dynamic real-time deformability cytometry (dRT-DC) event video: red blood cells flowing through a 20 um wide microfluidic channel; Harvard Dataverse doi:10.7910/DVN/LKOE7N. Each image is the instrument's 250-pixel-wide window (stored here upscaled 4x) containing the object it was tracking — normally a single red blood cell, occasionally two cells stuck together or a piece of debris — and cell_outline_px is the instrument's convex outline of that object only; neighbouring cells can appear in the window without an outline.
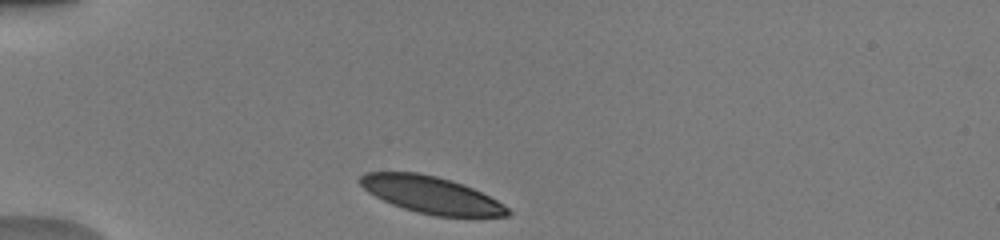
{"species": "human", "species_latin": "Homo sapiens", "temperature_condition": "warm", "stored_images_in_passage": 34, "camera_frame_rate_fps": 3000, "um_per_image_px": 0.085, "donor": {"sex": "male"}, "frame": {"image": 1, "passage_image": 1, "time_ms": 0.0, "image_size_px": [1000, 240], "cell_outline_px": [[512, 212], [508, 216], [436, 216], [404, 208], [392, 204], [368, 192], [360, 184], [360, 176], [368, 172], [420, 172], [452, 180], [464, 184], [504, 204]], "centroid_in_image_um": [36.66, 16.55], "position_along_channel_um": 48.3, "area_um2": 31.39}}
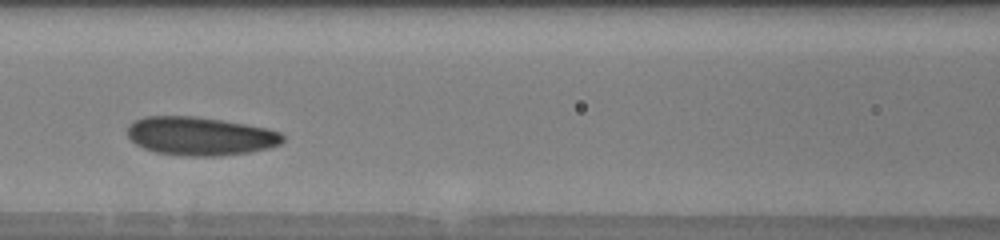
{"frame": {"image": 2, "passage_image": 11, "time_ms": 3.333, "image_size_px": [1000, 240], "cell_outline_px": [[284, 140], [280, 144], [268, 148], [248, 152], [216, 156], [184, 156], [156, 152], [144, 148], [136, 144], [128, 136], [128, 124], [144, 116], [196, 116], [244, 124], [264, 128], [280, 132], [284, 136]], "centroid_in_image_um": [16.99, 11.57], "position_along_channel_um": 149.6, "area_um2": 34.62}}
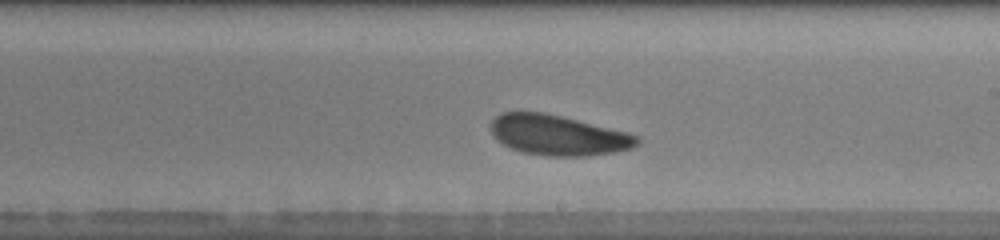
{"frame": {"image": 3, "passage_image": 18, "time_ms": 5.667, "image_size_px": [1000, 240], "cell_outline_px": [[640, 140], [632, 148], [612, 152], [584, 156], [548, 156], [520, 152], [504, 144], [492, 132], [492, 120], [500, 112], [544, 112], [628, 132], [640, 136]], "centroid_in_image_um": [47.46, 11.49], "position_along_channel_um": 241.5, "area_um2": 33.99}, "authors_computed_cell_mechanics": {"area_um2": 34.0731, "velocity_mm_per_s": 3.9484, "shape_relaxation_time_tau1_ms": 1.4906, "shape_relaxation_time_tau2_ms": 4.7192, "deformation_change_tau1": 0.0691, "deformation_change_tau2": 0.1401}}